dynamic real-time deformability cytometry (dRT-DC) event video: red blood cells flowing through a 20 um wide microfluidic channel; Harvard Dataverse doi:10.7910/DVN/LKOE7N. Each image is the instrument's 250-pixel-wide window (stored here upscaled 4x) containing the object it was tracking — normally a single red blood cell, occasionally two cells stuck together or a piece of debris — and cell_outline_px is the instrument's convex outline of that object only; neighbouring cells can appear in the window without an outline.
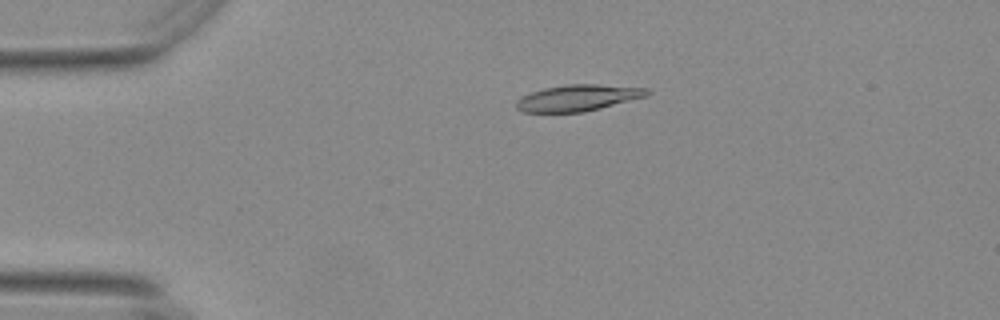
{"species": "Egyptian fruit bat (a non-hibernating species)", "species_latin": "Rousettus aegyptiacus", "temperature_condition": "warm", "stored_images_in_passage": 52, "camera_frame_rate_fps": 3000, "um_per_image_px": 0.085, "animal": {"sex": "female"}, "frame": {"image": 1, "passage_image": 13, "time_ms": 4.0, "image_size_px": [1000, 320], "cell_outline_px": [[652, 92], [648, 96], [584, 112], [524, 112], [516, 108], [516, 100], [532, 92], [544, 88], [564, 84], [596, 84], [648, 88]], "centroid_in_image_um": [49.16, 8.31], "position_along_channel_um": 35.8, "area_um2": 20.06}}
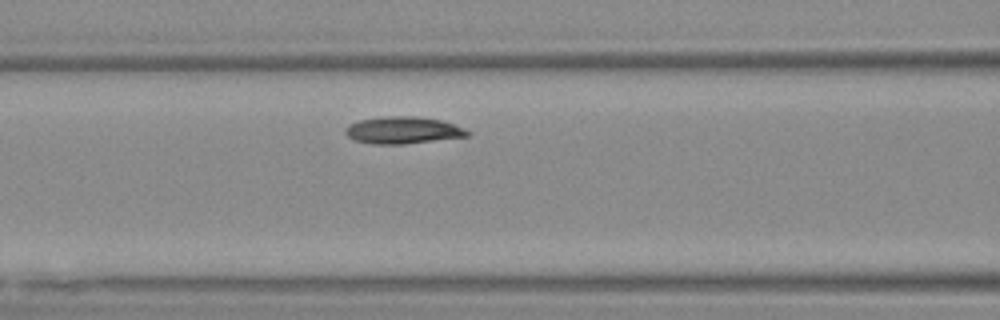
{"frame": {"image": 2, "passage_image": 25, "time_ms": 8.0, "image_size_px": [1000, 320], "cell_outline_px": [[472, 132], [468, 136], [404, 144], [372, 144], [352, 140], [344, 132], [344, 128], [348, 124], [360, 120], [384, 116], [416, 116], [440, 120], [464, 128]], "centroid_in_image_um": [34.21, 11.07], "position_along_channel_um": 132.4, "area_um2": 19.31}}
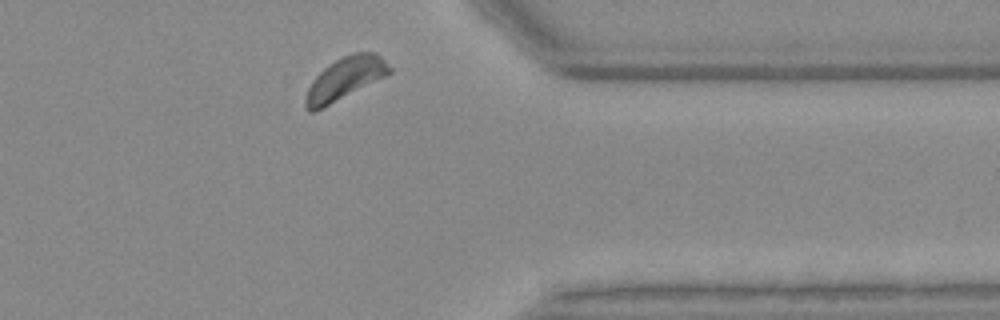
{"frame": {"image": 3, "passage_image": 48, "time_ms": 15.667, "image_size_px": [1000, 320], "cell_outline_px": [[392, 72], [316, 112], [308, 112], [304, 108], [304, 100], [308, 88], [312, 80], [324, 68], [336, 60], [352, 52], [376, 52], [392, 68]], "centroid_in_image_um": [29.29, 6.7], "position_along_channel_um": 382.1, "area_um2": 20.63}, "authors_computed_cell_mechanics": {"area_um2": 19.7965, "velocity_mm_per_s": 3.4054, "shape_relaxation_time_tau1_ms": 1.8671, "shape_relaxation_time_tau2_ms": null, "deformation_change_tau1": 0.1121, "deformation_change_tau2": null}}